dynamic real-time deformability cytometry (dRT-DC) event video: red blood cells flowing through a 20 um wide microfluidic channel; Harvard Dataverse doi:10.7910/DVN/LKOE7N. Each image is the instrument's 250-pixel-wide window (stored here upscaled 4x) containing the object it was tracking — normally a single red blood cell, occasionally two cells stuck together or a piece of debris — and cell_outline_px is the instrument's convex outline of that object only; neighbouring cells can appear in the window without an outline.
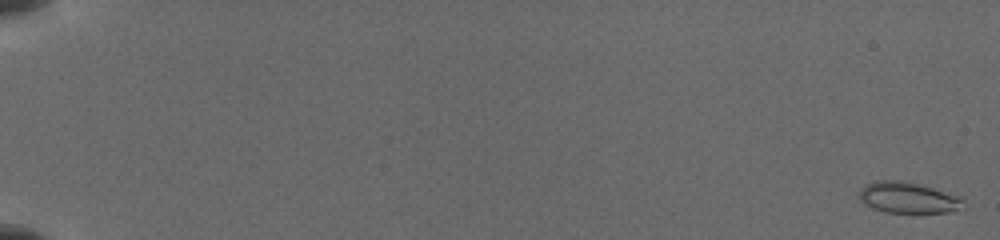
{"species": "common noctule bat (a hibernating species)", "species_latin": "Nyctalus noctula", "temperature_condition": "cold", "stored_images_in_passage": 8, "camera_frame_rate_fps": 3000, "um_per_image_px": 0.085, "animal": {"sex": "female", "body_mass_g": 19.5, "forearm_length_mm": 54.1}, "frame": {"image": 1, "passage_image": 1, "time_ms": 0.0, "image_size_px": [1000, 240], "cell_outline_px": [[964, 208], [948, 212], [884, 212], [872, 208], [864, 204], [860, 200], [860, 188], [876, 180], [900, 180], [920, 184], [932, 188], [964, 200]], "centroid_in_image_um": [77.13, 16.8], "position_along_channel_um": 7.9, "area_um2": 18.5}}
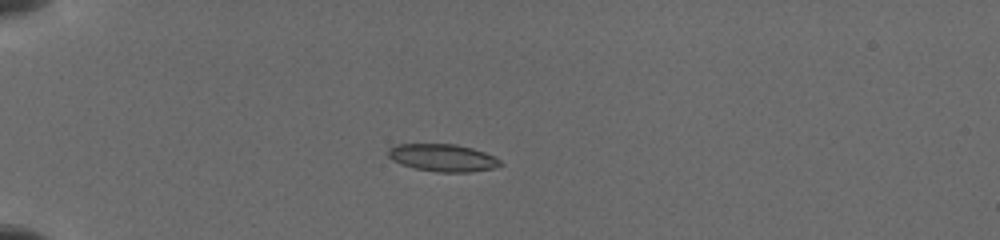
{"frame": {"image": 2, "passage_image": 6, "time_ms": 5.333, "image_size_px": [1000, 240], "cell_outline_px": [[504, 164], [492, 168], [472, 172], [440, 172], [416, 168], [400, 164], [392, 160], [388, 156], [388, 148], [396, 144], [456, 144], [472, 148], [496, 156]], "centroid_in_image_um": [37.64, 13.4], "position_along_channel_um": 47.4, "area_um2": 17.98}}
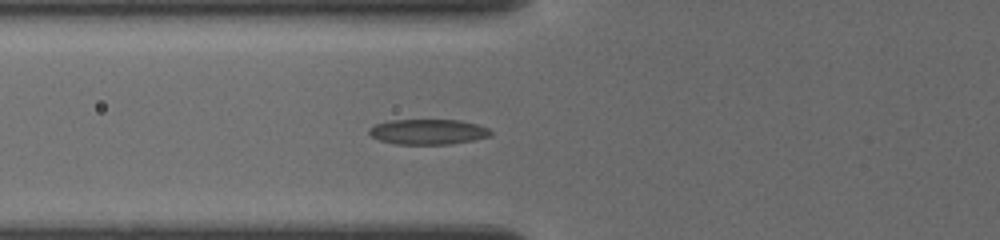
{"frame": {"image": 3, "passage_image": 8, "time_ms": 7.333, "image_size_px": [1000, 240], "cell_outline_px": [[492, 136], [476, 140], [448, 144], [396, 144], [380, 140], [372, 136], [368, 132], [368, 128], [376, 124], [392, 120], [460, 120], [476, 124], [488, 128], [492, 132]], "centroid_in_image_um": [36.41, 11.2], "position_along_channel_um": 89.4, "area_um2": 17.92}}